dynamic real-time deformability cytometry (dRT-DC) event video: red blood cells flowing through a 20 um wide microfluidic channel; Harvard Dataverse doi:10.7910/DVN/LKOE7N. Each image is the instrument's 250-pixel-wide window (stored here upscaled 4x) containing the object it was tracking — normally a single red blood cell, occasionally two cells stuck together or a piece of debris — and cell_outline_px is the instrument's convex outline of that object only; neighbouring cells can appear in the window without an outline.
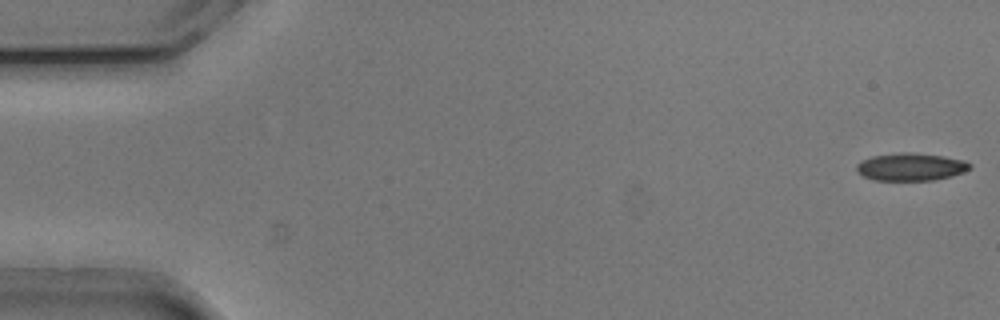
{"species": "common noctule bat (a hibernating species)", "species_latin": "Nyctalus noctula", "temperature_condition": "cold", "stored_images_in_passage": 8, "camera_frame_rate_fps": 3000, "um_per_image_px": 0.085, "animal": {"sex": "male", "body_mass_g": 20.5, "forearm_length_mm": 52.5}, "frame": {"image": 1, "passage_image": 1, "time_ms": 0.0, "image_size_px": [1000, 320], "cell_outline_px": [[972, 168], [964, 172], [952, 176], [932, 180], [872, 180], [856, 172], [856, 164], [872, 156], [900, 152], [912, 152], [944, 156], [964, 160], [972, 164]], "centroid_in_image_um": [77.44, 14.18], "position_along_channel_um": 7.6, "area_um2": 18.38}}